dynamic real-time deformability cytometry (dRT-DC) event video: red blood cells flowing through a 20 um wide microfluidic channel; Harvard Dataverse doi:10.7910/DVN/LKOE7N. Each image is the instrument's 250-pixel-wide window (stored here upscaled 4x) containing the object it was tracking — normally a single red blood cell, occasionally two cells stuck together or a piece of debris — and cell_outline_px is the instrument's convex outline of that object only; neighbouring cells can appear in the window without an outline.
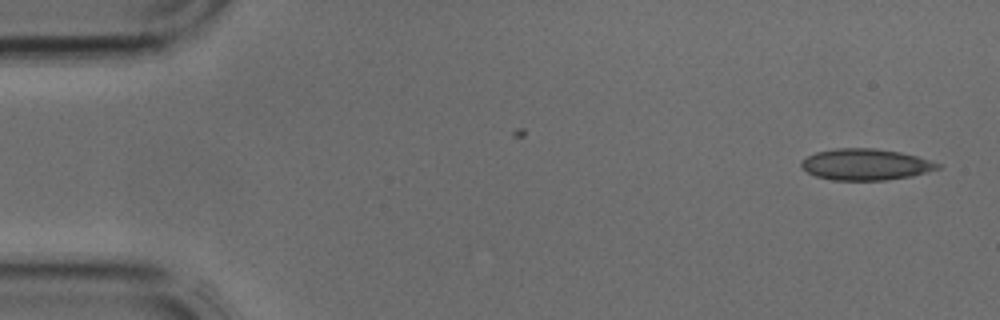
{"species": "common noctule bat (a hibernating species)", "species_latin": "Nyctalus noctula", "temperature_condition": "cold", "stored_images_in_passage": 2, "camera_frame_rate_fps": 3000, "um_per_image_px": 0.085, "animal": {"sex": "male", "body_mass_g": 17.9, "forearm_length_mm": 54.2}, "frame": {"image": 1, "passage_image": 2, "time_ms": 0.333, "image_size_px": [1000, 320], "cell_outline_px": [[940, 168], [912, 176], [888, 180], [832, 180], [816, 176], [808, 172], [800, 164], [800, 160], [816, 152], [836, 148], [872, 148], [900, 152], [916, 156], [940, 164]], "centroid_in_image_um": [73.55, 13.98], "position_along_channel_um": 11.4, "area_um2": 24.74}}